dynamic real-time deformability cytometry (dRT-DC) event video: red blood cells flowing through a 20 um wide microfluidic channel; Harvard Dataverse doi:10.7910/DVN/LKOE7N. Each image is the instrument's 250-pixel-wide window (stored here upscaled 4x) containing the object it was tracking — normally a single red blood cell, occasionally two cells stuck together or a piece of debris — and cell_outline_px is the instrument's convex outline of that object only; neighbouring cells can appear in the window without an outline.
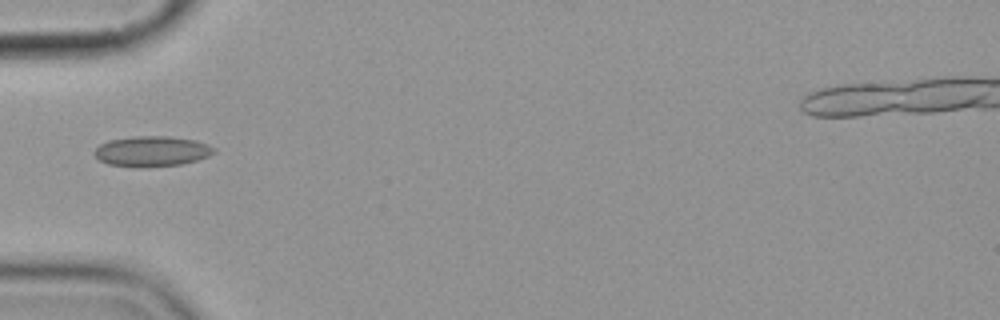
{"species": "common noctule bat (a hibernating species)", "species_latin": "Nyctalus noctula", "temperature_condition": "cold", "stored_images_in_passage": 7, "camera_frame_rate_fps": 3000, "um_per_image_px": 0.085, "animal": {"sex": "female", "body_mass_g": 19.9}, "frame": {"image": 1, "passage_image": 5, "time_ms": 5.333, "image_size_px": [1000, 320], "cell_outline_px": [[216, 152], [208, 156], [196, 160], [180, 164], [140, 168], [108, 164], [100, 160], [92, 152], [100, 144], [108, 140], [136, 136], [168, 136], [196, 140], [208, 144], [216, 148]], "centroid_in_image_um": [12.91, 12.86], "position_along_channel_um": 72.1, "area_um2": 21.27}}
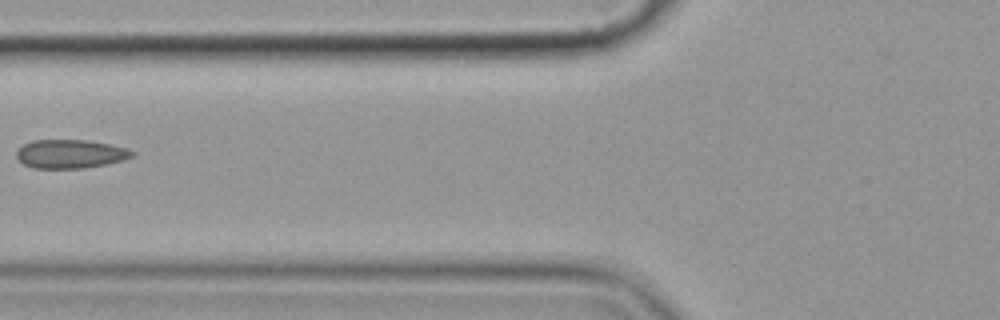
{"frame": {"image": 2, "passage_image": 6, "time_ms": 6.667, "image_size_px": [1000, 320], "cell_outline_px": [[136, 152], [132, 156], [124, 160], [108, 164], [84, 168], [32, 168], [24, 164], [16, 156], [16, 152], [24, 144], [32, 140], [88, 140], [108, 144], [124, 148]], "centroid_in_image_um": [5.98, 13.09], "position_along_channel_um": 119.8, "area_um2": 19.25}}
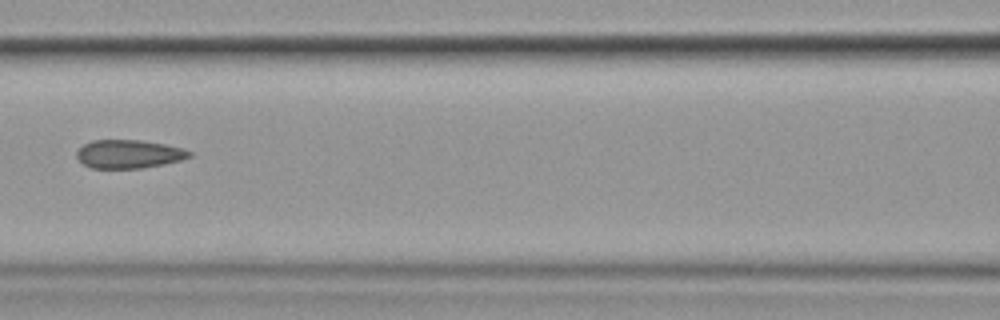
{"frame": {"image": 3, "passage_image": 7, "time_ms": 7.667, "image_size_px": [1000, 320], "cell_outline_px": [[192, 156], [180, 160], [164, 164], [140, 168], [92, 168], [84, 164], [76, 156], [76, 152], [84, 144], [92, 140], [140, 140], [164, 144], [184, 148], [192, 152]], "centroid_in_image_um": [10.96, 13.09], "position_along_channel_um": 155.6, "area_um2": 18.61}}